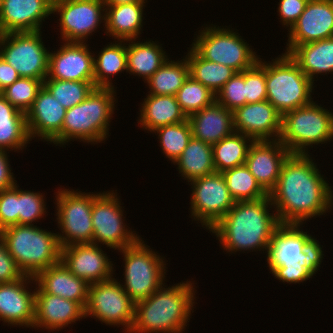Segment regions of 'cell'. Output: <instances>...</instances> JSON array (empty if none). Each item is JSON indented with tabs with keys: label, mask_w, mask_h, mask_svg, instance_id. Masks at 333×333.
<instances>
[{
	"label": "cell",
	"mask_w": 333,
	"mask_h": 333,
	"mask_svg": "<svg viewBox=\"0 0 333 333\" xmlns=\"http://www.w3.org/2000/svg\"><path fill=\"white\" fill-rule=\"evenodd\" d=\"M311 156L290 154L282 164L275 188L269 193L281 224H307L306 221L333 210V186Z\"/></svg>",
	"instance_id": "cell-1"
},
{
	"label": "cell",
	"mask_w": 333,
	"mask_h": 333,
	"mask_svg": "<svg viewBox=\"0 0 333 333\" xmlns=\"http://www.w3.org/2000/svg\"><path fill=\"white\" fill-rule=\"evenodd\" d=\"M274 212L270 196L255 201H237L209 232L215 235L220 248L229 256L237 252L267 254L273 233L281 225Z\"/></svg>",
	"instance_id": "cell-2"
},
{
	"label": "cell",
	"mask_w": 333,
	"mask_h": 333,
	"mask_svg": "<svg viewBox=\"0 0 333 333\" xmlns=\"http://www.w3.org/2000/svg\"><path fill=\"white\" fill-rule=\"evenodd\" d=\"M302 226L281 224L268 246L269 273L283 283H304L320 271L323 262V245Z\"/></svg>",
	"instance_id": "cell-3"
},
{
	"label": "cell",
	"mask_w": 333,
	"mask_h": 333,
	"mask_svg": "<svg viewBox=\"0 0 333 333\" xmlns=\"http://www.w3.org/2000/svg\"><path fill=\"white\" fill-rule=\"evenodd\" d=\"M164 283L151 296L135 303L134 320L129 333H183L195 304L194 281Z\"/></svg>",
	"instance_id": "cell-4"
},
{
	"label": "cell",
	"mask_w": 333,
	"mask_h": 333,
	"mask_svg": "<svg viewBox=\"0 0 333 333\" xmlns=\"http://www.w3.org/2000/svg\"><path fill=\"white\" fill-rule=\"evenodd\" d=\"M116 91L95 87L81 103L67 109L62 130L51 143L63 148L70 141L98 145L108 140L110 122L117 110Z\"/></svg>",
	"instance_id": "cell-5"
},
{
	"label": "cell",
	"mask_w": 333,
	"mask_h": 333,
	"mask_svg": "<svg viewBox=\"0 0 333 333\" xmlns=\"http://www.w3.org/2000/svg\"><path fill=\"white\" fill-rule=\"evenodd\" d=\"M6 249L24 275L35 277L60 262L57 233L37 225H12L0 230Z\"/></svg>",
	"instance_id": "cell-6"
},
{
	"label": "cell",
	"mask_w": 333,
	"mask_h": 333,
	"mask_svg": "<svg viewBox=\"0 0 333 333\" xmlns=\"http://www.w3.org/2000/svg\"><path fill=\"white\" fill-rule=\"evenodd\" d=\"M312 101L282 115L279 140L291 154L309 155L310 147L333 141V112Z\"/></svg>",
	"instance_id": "cell-7"
},
{
	"label": "cell",
	"mask_w": 333,
	"mask_h": 333,
	"mask_svg": "<svg viewBox=\"0 0 333 333\" xmlns=\"http://www.w3.org/2000/svg\"><path fill=\"white\" fill-rule=\"evenodd\" d=\"M314 84L287 53L266 61L267 100L281 115L310 104Z\"/></svg>",
	"instance_id": "cell-8"
},
{
	"label": "cell",
	"mask_w": 333,
	"mask_h": 333,
	"mask_svg": "<svg viewBox=\"0 0 333 333\" xmlns=\"http://www.w3.org/2000/svg\"><path fill=\"white\" fill-rule=\"evenodd\" d=\"M140 238L134 245L125 247L120 252L123 259V289L135 302H139L151 296L160 288L167 279L165 256L151 249L146 240ZM165 258V259H164Z\"/></svg>",
	"instance_id": "cell-9"
},
{
	"label": "cell",
	"mask_w": 333,
	"mask_h": 333,
	"mask_svg": "<svg viewBox=\"0 0 333 333\" xmlns=\"http://www.w3.org/2000/svg\"><path fill=\"white\" fill-rule=\"evenodd\" d=\"M207 25L194 34L190 45L202 58L228 66L236 72L249 69L259 61L260 55L253 51L254 48L243 39L239 30L231 25Z\"/></svg>",
	"instance_id": "cell-10"
},
{
	"label": "cell",
	"mask_w": 333,
	"mask_h": 333,
	"mask_svg": "<svg viewBox=\"0 0 333 333\" xmlns=\"http://www.w3.org/2000/svg\"><path fill=\"white\" fill-rule=\"evenodd\" d=\"M62 186L55 194L57 228L61 230L58 241L61 247L73 244L92 243V205L100 192H82Z\"/></svg>",
	"instance_id": "cell-11"
},
{
	"label": "cell",
	"mask_w": 333,
	"mask_h": 333,
	"mask_svg": "<svg viewBox=\"0 0 333 333\" xmlns=\"http://www.w3.org/2000/svg\"><path fill=\"white\" fill-rule=\"evenodd\" d=\"M116 191H101L92 205V243L114 251L134 245L141 238L125 223V210Z\"/></svg>",
	"instance_id": "cell-12"
},
{
	"label": "cell",
	"mask_w": 333,
	"mask_h": 333,
	"mask_svg": "<svg viewBox=\"0 0 333 333\" xmlns=\"http://www.w3.org/2000/svg\"><path fill=\"white\" fill-rule=\"evenodd\" d=\"M42 33L0 34V56L13 66L20 77L39 79L42 82L47 78L50 49L45 47Z\"/></svg>",
	"instance_id": "cell-13"
},
{
	"label": "cell",
	"mask_w": 333,
	"mask_h": 333,
	"mask_svg": "<svg viewBox=\"0 0 333 333\" xmlns=\"http://www.w3.org/2000/svg\"><path fill=\"white\" fill-rule=\"evenodd\" d=\"M115 277L90 284L85 318H94L111 327L121 325L123 333H129L134 320L135 302Z\"/></svg>",
	"instance_id": "cell-14"
},
{
	"label": "cell",
	"mask_w": 333,
	"mask_h": 333,
	"mask_svg": "<svg viewBox=\"0 0 333 333\" xmlns=\"http://www.w3.org/2000/svg\"><path fill=\"white\" fill-rule=\"evenodd\" d=\"M191 186L190 214L207 231L213 228L233 207L235 200L231 196L222 173L196 178Z\"/></svg>",
	"instance_id": "cell-15"
},
{
	"label": "cell",
	"mask_w": 333,
	"mask_h": 333,
	"mask_svg": "<svg viewBox=\"0 0 333 333\" xmlns=\"http://www.w3.org/2000/svg\"><path fill=\"white\" fill-rule=\"evenodd\" d=\"M52 14L60 16L57 29L65 42H87L102 23L105 30L103 0H53Z\"/></svg>",
	"instance_id": "cell-16"
},
{
	"label": "cell",
	"mask_w": 333,
	"mask_h": 333,
	"mask_svg": "<svg viewBox=\"0 0 333 333\" xmlns=\"http://www.w3.org/2000/svg\"><path fill=\"white\" fill-rule=\"evenodd\" d=\"M101 247L93 243L61 247L60 261L76 277L89 284L107 281L114 277L116 270L111 258Z\"/></svg>",
	"instance_id": "cell-17"
},
{
	"label": "cell",
	"mask_w": 333,
	"mask_h": 333,
	"mask_svg": "<svg viewBox=\"0 0 333 333\" xmlns=\"http://www.w3.org/2000/svg\"><path fill=\"white\" fill-rule=\"evenodd\" d=\"M32 284H36L35 278L28 275L15 282L0 284V321L3 325L33 328L36 290L35 286L32 290Z\"/></svg>",
	"instance_id": "cell-18"
},
{
	"label": "cell",
	"mask_w": 333,
	"mask_h": 333,
	"mask_svg": "<svg viewBox=\"0 0 333 333\" xmlns=\"http://www.w3.org/2000/svg\"><path fill=\"white\" fill-rule=\"evenodd\" d=\"M49 52L46 79L94 81V52L87 42H62ZM91 50V51H90Z\"/></svg>",
	"instance_id": "cell-19"
},
{
	"label": "cell",
	"mask_w": 333,
	"mask_h": 333,
	"mask_svg": "<svg viewBox=\"0 0 333 333\" xmlns=\"http://www.w3.org/2000/svg\"><path fill=\"white\" fill-rule=\"evenodd\" d=\"M287 32V54L297 45L333 37V0H309Z\"/></svg>",
	"instance_id": "cell-20"
},
{
	"label": "cell",
	"mask_w": 333,
	"mask_h": 333,
	"mask_svg": "<svg viewBox=\"0 0 333 333\" xmlns=\"http://www.w3.org/2000/svg\"><path fill=\"white\" fill-rule=\"evenodd\" d=\"M53 0H0V34L41 31Z\"/></svg>",
	"instance_id": "cell-21"
},
{
	"label": "cell",
	"mask_w": 333,
	"mask_h": 333,
	"mask_svg": "<svg viewBox=\"0 0 333 333\" xmlns=\"http://www.w3.org/2000/svg\"><path fill=\"white\" fill-rule=\"evenodd\" d=\"M232 113L236 132L254 141L279 140L282 115L268 100L247 103Z\"/></svg>",
	"instance_id": "cell-22"
},
{
	"label": "cell",
	"mask_w": 333,
	"mask_h": 333,
	"mask_svg": "<svg viewBox=\"0 0 333 333\" xmlns=\"http://www.w3.org/2000/svg\"><path fill=\"white\" fill-rule=\"evenodd\" d=\"M35 290L33 329L59 332L85 319V309L78 302L45 293L37 284Z\"/></svg>",
	"instance_id": "cell-23"
},
{
	"label": "cell",
	"mask_w": 333,
	"mask_h": 333,
	"mask_svg": "<svg viewBox=\"0 0 333 333\" xmlns=\"http://www.w3.org/2000/svg\"><path fill=\"white\" fill-rule=\"evenodd\" d=\"M290 154L280 140L253 141L245 165L269 194L275 188L282 164Z\"/></svg>",
	"instance_id": "cell-24"
},
{
	"label": "cell",
	"mask_w": 333,
	"mask_h": 333,
	"mask_svg": "<svg viewBox=\"0 0 333 333\" xmlns=\"http://www.w3.org/2000/svg\"><path fill=\"white\" fill-rule=\"evenodd\" d=\"M66 109L43 85L37 93L32 107L26 113L29 137L51 142L60 134ZM38 137V138H37Z\"/></svg>",
	"instance_id": "cell-25"
},
{
	"label": "cell",
	"mask_w": 333,
	"mask_h": 333,
	"mask_svg": "<svg viewBox=\"0 0 333 333\" xmlns=\"http://www.w3.org/2000/svg\"><path fill=\"white\" fill-rule=\"evenodd\" d=\"M34 278L45 293L78 302L85 309L90 284L76 277L61 261L41 270Z\"/></svg>",
	"instance_id": "cell-26"
},
{
	"label": "cell",
	"mask_w": 333,
	"mask_h": 333,
	"mask_svg": "<svg viewBox=\"0 0 333 333\" xmlns=\"http://www.w3.org/2000/svg\"><path fill=\"white\" fill-rule=\"evenodd\" d=\"M192 135L213 145L235 132L233 113L216 100L188 117Z\"/></svg>",
	"instance_id": "cell-27"
},
{
	"label": "cell",
	"mask_w": 333,
	"mask_h": 333,
	"mask_svg": "<svg viewBox=\"0 0 333 333\" xmlns=\"http://www.w3.org/2000/svg\"><path fill=\"white\" fill-rule=\"evenodd\" d=\"M146 2L105 5V34L113 40L128 41L139 39L146 24L143 12ZM144 23V24H143Z\"/></svg>",
	"instance_id": "cell-28"
},
{
	"label": "cell",
	"mask_w": 333,
	"mask_h": 333,
	"mask_svg": "<svg viewBox=\"0 0 333 333\" xmlns=\"http://www.w3.org/2000/svg\"><path fill=\"white\" fill-rule=\"evenodd\" d=\"M138 126L151 133L159 127L188 120L174 95L147 94L140 103Z\"/></svg>",
	"instance_id": "cell-29"
},
{
	"label": "cell",
	"mask_w": 333,
	"mask_h": 333,
	"mask_svg": "<svg viewBox=\"0 0 333 333\" xmlns=\"http://www.w3.org/2000/svg\"><path fill=\"white\" fill-rule=\"evenodd\" d=\"M288 54L313 83L320 74H333V37L297 45Z\"/></svg>",
	"instance_id": "cell-30"
},
{
	"label": "cell",
	"mask_w": 333,
	"mask_h": 333,
	"mask_svg": "<svg viewBox=\"0 0 333 333\" xmlns=\"http://www.w3.org/2000/svg\"><path fill=\"white\" fill-rule=\"evenodd\" d=\"M127 41V73L146 82L169 58L157 40Z\"/></svg>",
	"instance_id": "cell-31"
},
{
	"label": "cell",
	"mask_w": 333,
	"mask_h": 333,
	"mask_svg": "<svg viewBox=\"0 0 333 333\" xmlns=\"http://www.w3.org/2000/svg\"><path fill=\"white\" fill-rule=\"evenodd\" d=\"M30 141L26 114L18 111L0 93V149L23 152Z\"/></svg>",
	"instance_id": "cell-32"
},
{
	"label": "cell",
	"mask_w": 333,
	"mask_h": 333,
	"mask_svg": "<svg viewBox=\"0 0 333 333\" xmlns=\"http://www.w3.org/2000/svg\"><path fill=\"white\" fill-rule=\"evenodd\" d=\"M108 43L97 51V56L94 53V85L116 89L111 76L127 73V41Z\"/></svg>",
	"instance_id": "cell-33"
},
{
	"label": "cell",
	"mask_w": 333,
	"mask_h": 333,
	"mask_svg": "<svg viewBox=\"0 0 333 333\" xmlns=\"http://www.w3.org/2000/svg\"><path fill=\"white\" fill-rule=\"evenodd\" d=\"M179 175L190 182L196 178L216 172L213 162L212 145L192 136L181 156L173 163Z\"/></svg>",
	"instance_id": "cell-34"
},
{
	"label": "cell",
	"mask_w": 333,
	"mask_h": 333,
	"mask_svg": "<svg viewBox=\"0 0 333 333\" xmlns=\"http://www.w3.org/2000/svg\"><path fill=\"white\" fill-rule=\"evenodd\" d=\"M189 64V75L206 86L215 95L222 89L236 71L223 64L207 61L191 46L185 55Z\"/></svg>",
	"instance_id": "cell-35"
},
{
	"label": "cell",
	"mask_w": 333,
	"mask_h": 333,
	"mask_svg": "<svg viewBox=\"0 0 333 333\" xmlns=\"http://www.w3.org/2000/svg\"><path fill=\"white\" fill-rule=\"evenodd\" d=\"M253 141L251 137L235 131L213 144V162L216 172L223 173L234 167L245 165L248 150Z\"/></svg>",
	"instance_id": "cell-36"
},
{
	"label": "cell",
	"mask_w": 333,
	"mask_h": 333,
	"mask_svg": "<svg viewBox=\"0 0 333 333\" xmlns=\"http://www.w3.org/2000/svg\"><path fill=\"white\" fill-rule=\"evenodd\" d=\"M189 77V64L182 60L168 59L145 83L150 95H176Z\"/></svg>",
	"instance_id": "cell-37"
},
{
	"label": "cell",
	"mask_w": 333,
	"mask_h": 333,
	"mask_svg": "<svg viewBox=\"0 0 333 333\" xmlns=\"http://www.w3.org/2000/svg\"><path fill=\"white\" fill-rule=\"evenodd\" d=\"M222 174L235 202L255 201L269 196L250 173L246 165L234 167L224 171Z\"/></svg>",
	"instance_id": "cell-38"
},
{
	"label": "cell",
	"mask_w": 333,
	"mask_h": 333,
	"mask_svg": "<svg viewBox=\"0 0 333 333\" xmlns=\"http://www.w3.org/2000/svg\"><path fill=\"white\" fill-rule=\"evenodd\" d=\"M151 133L158 136L159 147L171 163L181 156L193 136L189 120L159 127Z\"/></svg>",
	"instance_id": "cell-39"
},
{
	"label": "cell",
	"mask_w": 333,
	"mask_h": 333,
	"mask_svg": "<svg viewBox=\"0 0 333 333\" xmlns=\"http://www.w3.org/2000/svg\"><path fill=\"white\" fill-rule=\"evenodd\" d=\"M43 85L66 110L81 103L95 88L94 81L45 79Z\"/></svg>",
	"instance_id": "cell-40"
},
{
	"label": "cell",
	"mask_w": 333,
	"mask_h": 333,
	"mask_svg": "<svg viewBox=\"0 0 333 333\" xmlns=\"http://www.w3.org/2000/svg\"><path fill=\"white\" fill-rule=\"evenodd\" d=\"M181 109L189 117L191 114L210 106L216 95L190 75L175 95Z\"/></svg>",
	"instance_id": "cell-41"
},
{
	"label": "cell",
	"mask_w": 333,
	"mask_h": 333,
	"mask_svg": "<svg viewBox=\"0 0 333 333\" xmlns=\"http://www.w3.org/2000/svg\"><path fill=\"white\" fill-rule=\"evenodd\" d=\"M42 86L43 82L39 79L20 77L0 93L18 111L26 114Z\"/></svg>",
	"instance_id": "cell-42"
},
{
	"label": "cell",
	"mask_w": 333,
	"mask_h": 333,
	"mask_svg": "<svg viewBox=\"0 0 333 333\" xmlns=\"http://www.w3.org/2000/svg\"><path fill=\"white\" fill-rule=\"evenodd\" d=\"M18 185L19 225H34L47 214L46 198L40 191L23 190Z\"/></svg>",
	"instance_id": "cell-43"
},
{
	"label": "cell",
	"mask_w": 333,
	"mask_h": 333,
	"mask_svg": "<svg viewBox=\"0 0 333 333\" xmlns=\"http://www.w3.org/2000/svg\"><path fill=\"white\" fill-rule=\"evenodd\" d=\"M245 97L246 104L267 100L266 61L263 58L245 70Z\"/></svg>",
	"instance_id": "cell-44"
},
{
	"label": "cell",
	"mask_w": 333,
	"mask_h": 333,
	"mask_svg": "<svg viewBox=\"0 0 333 333\" xmlns=\"http://www.w3.org/2000/svg\"><path fill=\"white\" fill-rule=\"evenodd\" d=\"M216 101L230 111L246 104L245 70L236 72L216 94Z\"/></svg>",
	"instance_id": "cell-45"
},
{
	"label": "cell",
	"mask_w": 333,
	"mask_h": 333,
	"mask_svg": "<svg viewBox=\"0 0 333 333\" xmlns=\"http://www.w3.org/2000/svg\"><path fill=\"white\" fill-rule=\"evenodd\" d=\"M19 225L18 184L0 191V230Z\"/></svg>",
	"instance_id": "cell-46"
},
{
	"label": "cell",
	"mask_w": 333,
	"mask_h": 333,
	"mask_svg": "<svg viewBox=\"0 0 333 333\" xmlns=\"http://www.w3.org/2000/svg\"><path fill=\"white\" fill-rule=\"evenodd\" d=\"M309 0H279L278 15L282 27L289 30L304 11Z\"/></svg>",
	"instance_id": "cell-47"
},
{
	"label": "cell",
	"mask_w": 333,
	"mask_h": 333,
	"mask_svg": "<svg viewBox=\"0 0 333 333\" xmlns=\"http://www.w3.org/2000/svg\"><path fill=\"white\" fill-rule=\"evenodd\" d=\"M24 276L15 260L9 254L0 236V284L15 282Z\"/></svg>",
	"instance_id": "cell-48"
},
{
	"label": "cell",
	"mask_w": 333,
	"mask_h": 333,
	"mask_svg": "<svg viewBox=\"0 0 333 333\" xmlns=\"http://www.w3.org/2000/svg\"><path fill=\"white\" fill-rule=\"evenodd\" d=\"M9 152L0 149V191L14 186L17 182L12 172Z\"/></svg>",
	"instance_id": "cell-49"
},
{
	"label": "cell",
	"mask_w": 333,
	"mask_h": 333,
	"mask_svg": "<svg viewBox=\"0 0 333 333\" xmlns=\"http://www.w3.org/2000/svg\"><path fill=\"white\" fill-rule=\"evenodd\" d=\"M20 78L18 72L0 56V92Z\"/></svg>",
	"instance_id": "cell-50"
},
{
	"label": "cell",
	"mask_w": 333,
	"mask_h": 333,
	"mask_svg": "<svg viewBox=\"0 0 333 333\" xmlns=\"http://www.w3.org/2000/svg\"><path fill=\"white\" fill-rule=\"evenodd\" d=\"M105 5H119L125 3L149 2L147 0H103Z\"/></svg>",
	"instance_id": "cell-51"
}]
</instances>
